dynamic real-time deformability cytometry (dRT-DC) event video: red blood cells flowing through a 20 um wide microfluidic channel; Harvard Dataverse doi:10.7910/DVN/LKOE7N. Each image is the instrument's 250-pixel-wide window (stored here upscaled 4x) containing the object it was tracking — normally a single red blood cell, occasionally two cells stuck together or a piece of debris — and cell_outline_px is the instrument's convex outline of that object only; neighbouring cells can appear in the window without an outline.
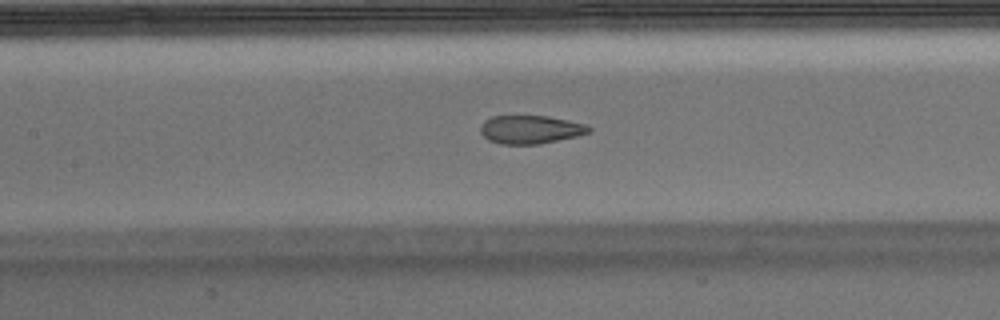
{"species": "Egyptian fruit bat (a non-hibernating species)", "species_latin": "Rousettus aegyptiacus", "temperature_condition": "warm", "stored_images_in_passage": 52, "segment_of_instrument_passage": [1, 2], "camera_frame_rate_fps": 3000, "um_per_image_px": 0.085, "animal": {"sex": "male"}, "frame": {"image": 1, "passage_image": 23, "time_ms": 7.333, "image_size_px": [1000, 320], "cell_outline_px": [[592, 132], [576, 136], [540, 144], [500, 144], [488, 140], [480, 132], [480, 124], [484, 120], [492, 116], [548, 116], [568, 120], [584, 124], [592, 128]], "centroid_in_image_um": [45.07, 11.01], "position_along_channel_um": 162.3, "area_um2": 17.98}}